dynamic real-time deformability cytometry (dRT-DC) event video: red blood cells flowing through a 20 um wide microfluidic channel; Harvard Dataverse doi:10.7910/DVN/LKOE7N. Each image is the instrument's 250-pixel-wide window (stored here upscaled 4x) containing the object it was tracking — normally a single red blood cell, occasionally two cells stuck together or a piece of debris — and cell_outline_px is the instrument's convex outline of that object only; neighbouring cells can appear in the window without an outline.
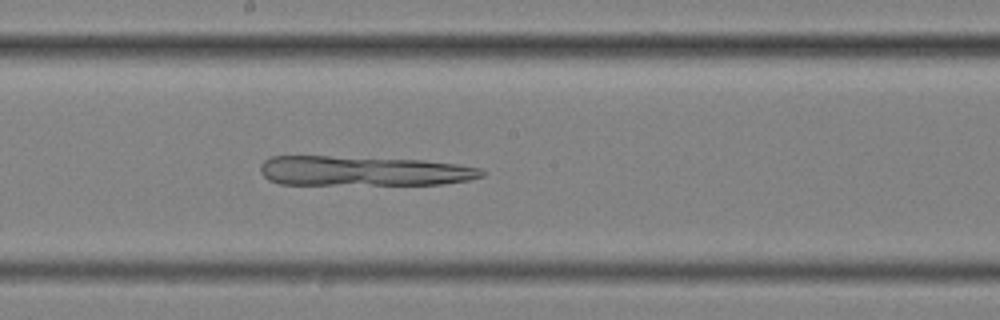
{"species": "common noctule bat (a hibernating species)", "species_latin": "Nyctalus noctula", "temperature_condition": "cold", "stored_images_in_passage": 41, "camera_frame_rate_fps": 3000, "um_per_image_px": 0.085, "animal": {"sex": "female", "body_mass_g": 25.1}, "frame": {"image": 1, "passage_image": 18, "time_ms": 5.667, "image_size_px": [1000, 320], "cell_outline_px": [[484, 176], [468, 180], [444, 184], [280, 184], [268, 180], [260, 172], [260, 164], [264, 160], [272, 156], [328, 156], [420, 160], [456, 164], [480, 168], [484, 172]], "centroid_in_image_um": [30.85, 14.53], "position_along_channel_um": 217.3, "area_um2": 38.32}}
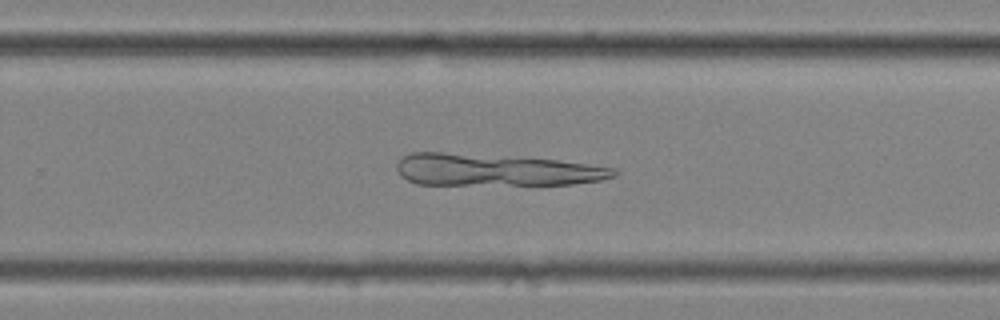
{"frame": {"image": 2, "passage_image": 24, "time_ms": 7.667, "image_size_px": [1000, 320], "cell_outline_px": [[620, 172], [616, 176], [600, 180], [572, 184], [416, 184], [400, 176], [396, 168], [396, 164], [404, 156], [412, 152], [440, 152], [556, 160], [616, 168]], "centroid_in_image_um": [42.12, 14.45], "position_along_channel_um": 287.7, "area_um2": 39.94}}